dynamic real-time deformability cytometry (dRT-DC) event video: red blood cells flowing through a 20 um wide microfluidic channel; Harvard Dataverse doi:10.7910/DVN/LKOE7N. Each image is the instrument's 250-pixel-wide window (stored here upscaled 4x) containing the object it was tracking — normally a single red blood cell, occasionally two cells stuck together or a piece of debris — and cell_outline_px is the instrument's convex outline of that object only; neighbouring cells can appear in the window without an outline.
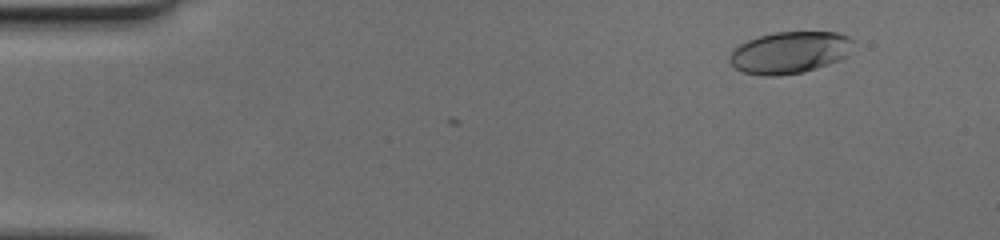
{"species": "human", "species_latin": "Homo sapiens", "temperature_condition": "cold", "stored_images_in_passage": 52, "camera_frame_rate_fps": 3000, "um_per_image_px": 0.085, "donor": {"sex": "female"}, "frame": {"image": 1, "passage_image": 6, "time_ms": 1.667, "image_size_px": [1000, 240], "cell_outline_px": [[852, 40], [848, 56], [816, 68], [804, 72], [776, 76], [764, 76], [744, 72], [736, 68], [728, 60], [728, 56], [740, 44], [748, 40], [760, 36], [776, 32], [836, 32], [848, 36]], "centroid_in_image_um": [67.11, 4.46], "position_along_channel_um": 17.9, "area_um2": 29.88}}
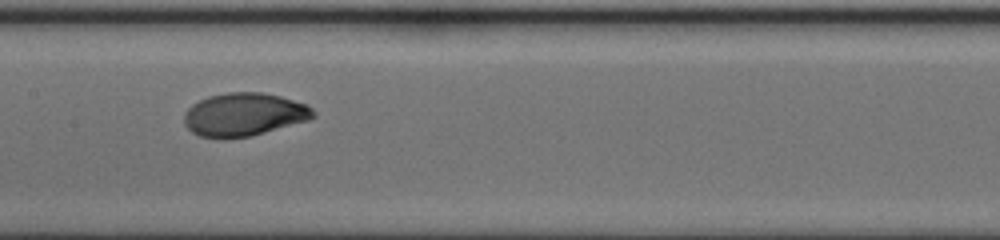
{"frame": {"image": 2, "passage_image": 27, "time_ms": 8.667, "image_size_px": [1000, 240], "cell_outline_px": [[312, 116], [308, 120], [252, 136], [220, 140], [200, 136], [192, 132], [184, 124], [184, 112], [192, 104], [208, 96], [228, 92], [264, 92], [280, 96], [308, 104], [312, 108]], "centroid_in_image_um": [20.69, 9.74], "position_along_channel_um": 186.7, "area_um2": 32.71}}
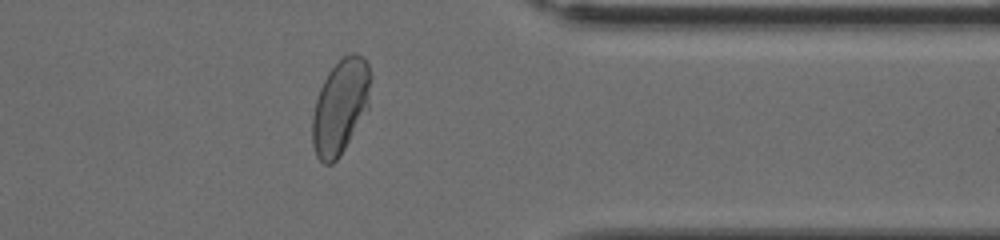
{"frame": {"image": 3, "passage_image": 42, "time_ms": 13.667, "image_size_px": [1000, 240], "cell_outline_px": [[372, 76], [368, 108], [340, 156], [332, 164], [324, 164], [316, 156], [312, 144], [312, 116], [316, 100], [320, 88], [328, 72], [344, 56], [352, 52], [356, 52], [364, 56], [368, 64]], "centroid_in_image_um": [28.94, 9.04], "position_along_channel_um": 382.5, "area_um2": 32.31}}